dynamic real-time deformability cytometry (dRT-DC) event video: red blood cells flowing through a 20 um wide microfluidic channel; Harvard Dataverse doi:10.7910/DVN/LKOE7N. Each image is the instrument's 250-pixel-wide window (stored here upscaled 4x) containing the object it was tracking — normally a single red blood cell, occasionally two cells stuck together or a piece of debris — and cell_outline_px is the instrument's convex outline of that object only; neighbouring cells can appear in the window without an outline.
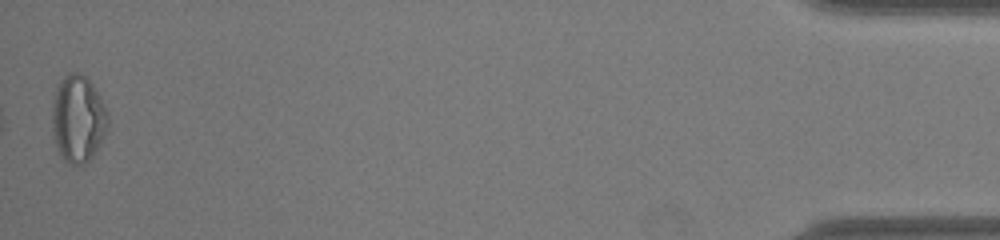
{"species": "common noctule bat (a hibernating species)", "species_latin": "Nyctalus noctula", "temperature_condition": "warm", "stored_images_in_passage": 33, "segment_of_instrument_passage": [2, 2], "camera_frame_rate_fps": 3000, "um_per_image_px": 0.085, "animal": {"sex": "male", "body_mass_g": 19.0, "forearm_length_mm": 50.8}, "frame": {"image": 1, "passage_image": 33, "time_ms": 10.667, "image_size_px": [1000, 240], "cell_outline_px": [[108, 128], [104, 136], [92, 156], [84, 164], [68, 164], [60, 156], [52, 132], [52, 100], [56, 88], [60, 80], [68, 72], [80, 72], [92, 84], [108, 116]], "centroid_in_image_um": [6.59, 10.1], "position_along_channel_um": 428.6, "area_um2": 28.15}}